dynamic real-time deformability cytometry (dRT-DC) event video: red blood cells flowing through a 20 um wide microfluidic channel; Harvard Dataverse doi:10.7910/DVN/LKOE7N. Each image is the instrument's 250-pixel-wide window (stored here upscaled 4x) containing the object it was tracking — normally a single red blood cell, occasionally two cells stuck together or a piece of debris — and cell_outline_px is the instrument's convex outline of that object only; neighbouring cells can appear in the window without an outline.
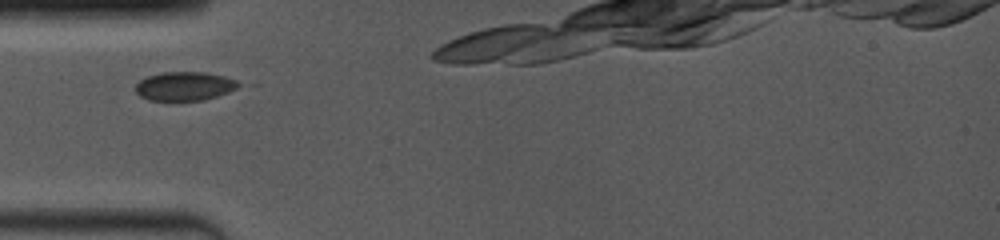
{"species": "common noctule bat (a hibernating species)", "species_latin": "Nyctalus noctula", "temperature_condition": "room temperature", "stored_images_in_passage": 4, "camera_frame_rate_fps": 4000, "um_per_image_px": 0.085, "animal": {"sex": "female", "body_mass_g": 19.0, "forearm_length_mm": 53.3}, "frame": {"image": 1, "passage_image": 2, "time_ms": 1.0, "image_size_px": [1000, 240], "cell_outline_px": [[244, 84], [228, 92], [204, 100], [148, 100], [140, 96], [136, 92], [136, 84], [140, 80], [148, 76], [164, 72], [204, 72], [224, 76], [236, 80]], "centroid_in_image_um": [15.71, 7.32], "position_along_channel_um": 69.3, "area_um2": 17.22}}